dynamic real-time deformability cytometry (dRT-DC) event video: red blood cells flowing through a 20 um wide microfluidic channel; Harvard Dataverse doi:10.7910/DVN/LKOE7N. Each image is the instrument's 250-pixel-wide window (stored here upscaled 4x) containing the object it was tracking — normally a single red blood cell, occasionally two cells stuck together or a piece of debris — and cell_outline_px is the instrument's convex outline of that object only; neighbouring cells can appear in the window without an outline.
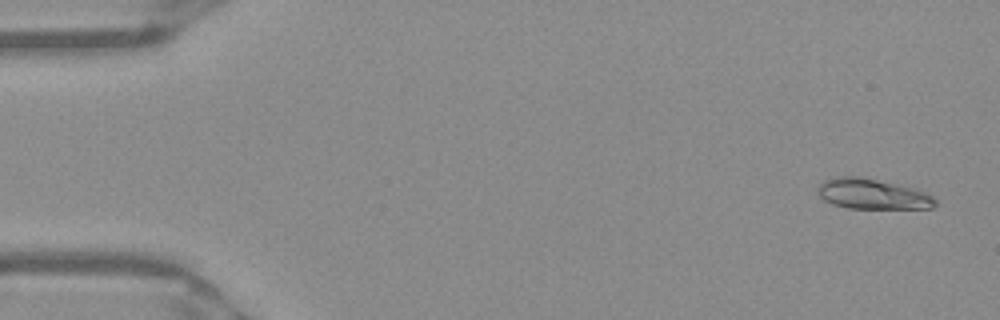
{"species": "Egyptian fruit bat (a non-hibernating species)", "species_latin": "Rousettus aegyptiacus", "temperature_condition": "warm", "stored_images_in_passage": 51, "camera_frame_rate_fps": 3000, "um_per_image_px": 0.085, "frame": {"image": 1, "passage_image": 2, "time_ms": 0.333, "image_size_px": [1000, 320], "cell_outline_px": [[936, 204], [932, 208], [848, 208], [832, 204], [824, 200], [816, 192], [816, 188], [824, 180], [840, 176], [860, 176], [916, 188], [932, 196], [936, 200]], "centroid_in_image_um": [74.13, 16.48], "position_along_channel_um": 10.9, "area_um2": 20.81}}
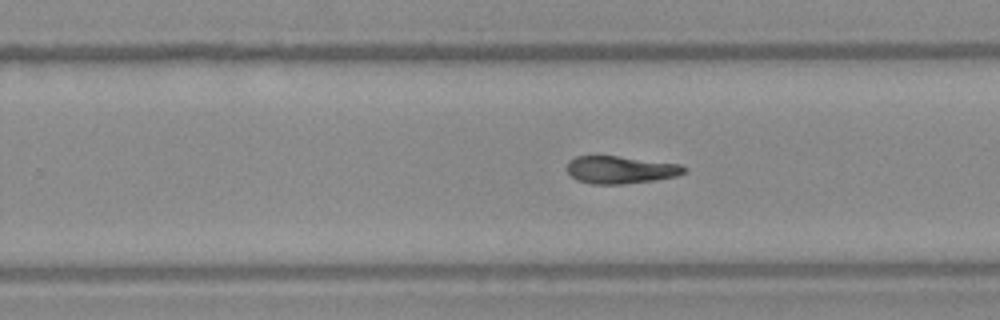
{"frame": {"image": 2, "passage_image": 32, "time_ms": 10.333, "image_size_px": [1000, 320], "cell_outline_px": [[688, 168], [684, 172], [676, 176], [656, 180], [624, 184], [592, 184], [576, 180], [568, 172], [568, 160], [576, 156], [616, 156], [680, 164]], "centroid_in_image_um": [52.74, 14.44], "position_along_channel_um": 277.1, "area_um2": 18.73}}
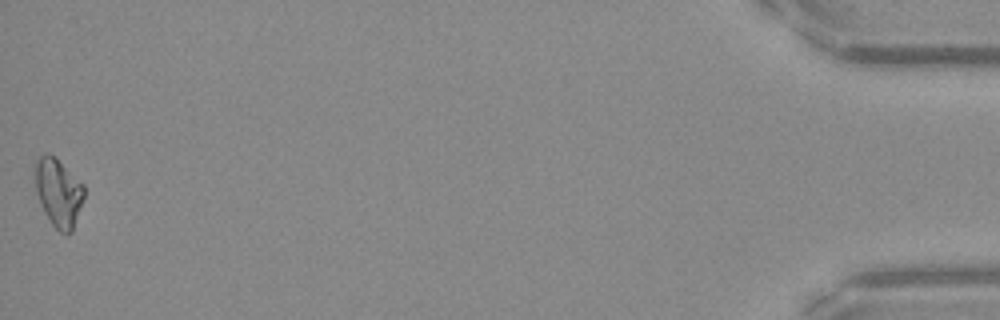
{"frame": {"image": 3, "passage_image": 51, "time_ms": 16.667, "image_size_px": [1000, 320], "cell_outline_px": [[84, 200], [72, 232], [68, 236], [60, 232], [52, 224], [44, 212], [36, 192], [36, 160], [44, 152], [48, 152], [84, 184]], "centroid_in_image_um": [4.99, 16.41], "position_along_channel_um": 430.2, "area_um2": 19.36}}